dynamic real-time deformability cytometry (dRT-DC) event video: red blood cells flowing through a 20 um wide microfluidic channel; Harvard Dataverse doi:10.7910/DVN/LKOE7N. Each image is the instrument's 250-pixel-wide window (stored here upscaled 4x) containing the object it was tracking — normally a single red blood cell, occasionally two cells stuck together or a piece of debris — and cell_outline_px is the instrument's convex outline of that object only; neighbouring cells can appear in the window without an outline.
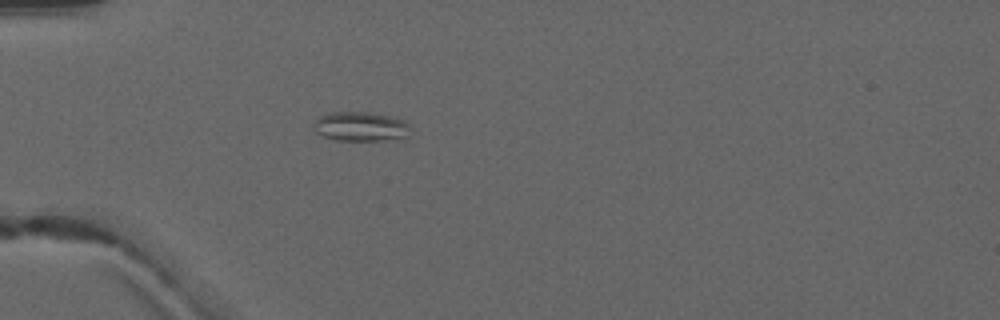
{"species": "common noctule bat (a hibernating species)", "species_latin": "Nyctalus noctula", "temperature_condition": "warm", "stored_images_in_passage": 5, "camera_frame_rate_fps": 3000, "um_per_image_px": 0.085, "animal": {"sex": "male", "forearm_length_mm": 52.5}, "frame": {"image": 1, "passage_image": 5, "time_ms": 4.667, "image_size_px": [1000, 320], "cell_outline_px": [[408, 136], [384, 140], [336, 140], [324, 136], [316, 132], [312, 124], [320, 116], [332, 112], [368, 112], [388, 116], [404, 120], [408, 124]], "centroid_in_image_um": [30.62, 10.75], "position_along_channel_um": 54.4, "area_um2": 16.3}}